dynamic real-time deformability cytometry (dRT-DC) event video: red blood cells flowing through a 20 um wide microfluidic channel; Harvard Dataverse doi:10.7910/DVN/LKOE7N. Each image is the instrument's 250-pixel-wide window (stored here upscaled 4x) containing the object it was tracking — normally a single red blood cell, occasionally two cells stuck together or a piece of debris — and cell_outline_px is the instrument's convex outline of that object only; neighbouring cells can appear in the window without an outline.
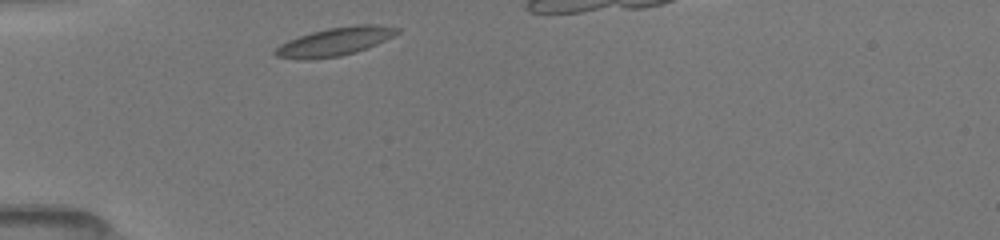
{"species": "common noctule bat (a hibernating species)", "species_latin": "Nyctalus noctula", "temperature_condition": "room temperature", "stored_images_in_passage": 30, "camera_frame_rate_fps": 3000, "um_per_image_px": 0.085, "animal": {"sex": "female", "body_mass_g": 19.5, "forearm_length_mm": 54.1}, "frame": {"image": 1, "passage_image": 1, "time_ms": 0.0, "image_size_px": [1000, 240], "cell_outline_px": [[400, 32], [368, 48], [356, 52], [340, 56], [276, 56], [272, 52], [280, 44], [288, 40], [312, 32], [328, 28], [356, 24], [372, 24], [400, 28]], "centroid_in_image_um": [28.58, 3.47], "position_along_channel_um": 56.4, "area_um2": 19.07}}
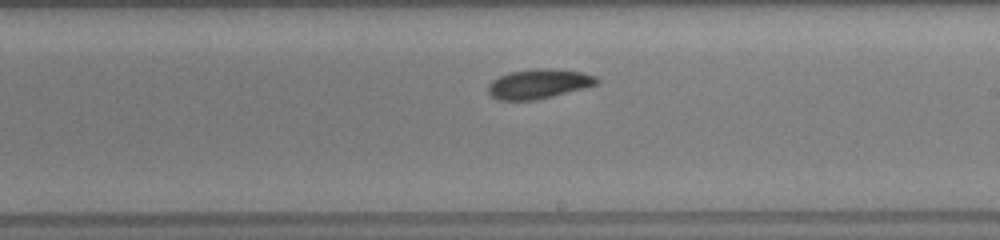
{"frame": {"image": 2, "passage_image": 16, "time_ms": 5.0, "image_size_px": [1000, 240], "cell_outline_px": [[600, 80], [596, 84], [552, 96], [536, 100], [500, 100], [492, 96], [488, 92], [488, 84], [492, 80], [508, 72], [536, 68], [552, 68], [584, 72], [596, 76]], "centroid_in_image_um": [45.78, 7.11], "position_along_channel_um": 243.2, "area_um2": 18.67}}
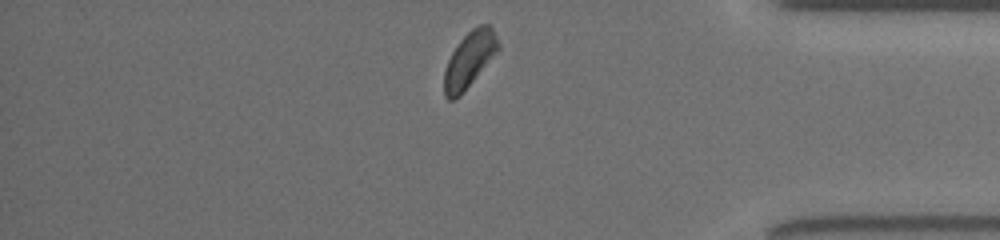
{"frame": {"image": 3, "passage_image": 29, "time_ms": 9.333, "image_size_px": [1000, 240], "cell_outline_px": [[500, 48], [460, 96], [456, 100], [448, 100], [444, 96], [444, 72], [448, 60], [452, 52], [460, 40], [472, 28], [480, 24], [488, 24], [492, 28], [500, 44]], "centroid_in_image_um": [39.88, 5.07], "position_along_channel_um": 395.3, "area_um2": 17.4}}